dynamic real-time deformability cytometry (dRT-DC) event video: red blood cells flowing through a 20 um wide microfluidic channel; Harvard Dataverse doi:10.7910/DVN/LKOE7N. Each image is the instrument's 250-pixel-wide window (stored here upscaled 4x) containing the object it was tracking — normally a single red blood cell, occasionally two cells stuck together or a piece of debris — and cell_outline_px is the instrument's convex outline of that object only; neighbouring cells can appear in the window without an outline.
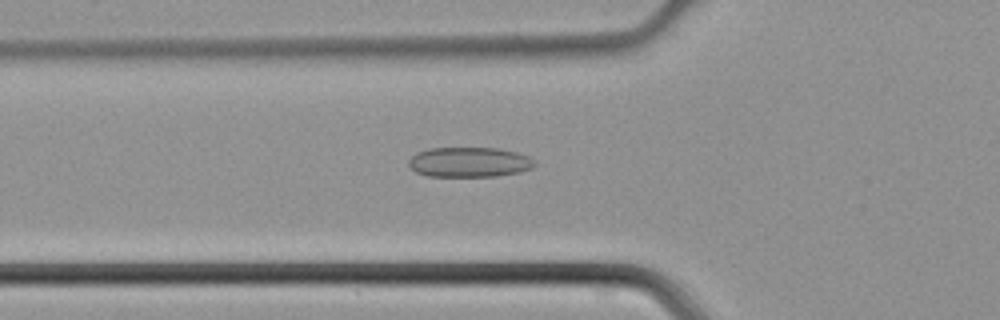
{"species": "common noctule bat (a hibernating species)", "species_latin": "Nyctalus noctula", "temperature_condition": "cold", "stored_images_in_passage": 32, "camera_frame_rate_fps": 3000, "um_per_image_px": 0.085, "animal": {"sex": "male", "body_mass_g": 21.5, "forearm_length_mm": 52.0}, "frame": {"image": 1, "passage_image": 3, "time_ms": 0.667, "image_size_px": [1000, 320], "cell_outline_px": [[536, 164], [532, 168], [520, 172], [496, 176], [428, 176], [416, 172], [408, 164], [408, 160], [416, 152], [428, 148], [500, 148], [516, 152], [528, 156], [536, 160]], "centroid_in_image_um": [39.9, 13.77], "position_along_channel_um": 85.9, "area_um2": 22.14}}
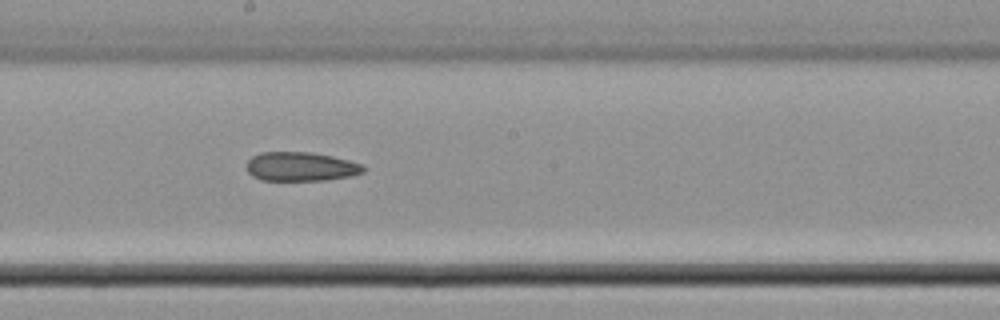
{"frame": {"image": 2, "passage_image": 12, "time_ms": 3.667, "image_size_px": [1000, 320], "cell_outline_px": [[364, 172], [348, 176], [324, 180], [260, 180], [252, 176], [248, 172], [248, 160], [252, 156], [260, 152], [312, 152], [332, 156], [348, 160], [360, 164], [364, 168]], "centroid_in_image_um": [25.53, 14.15], "position_along_channel_um": 222.7, "area_um2": 19.59}}
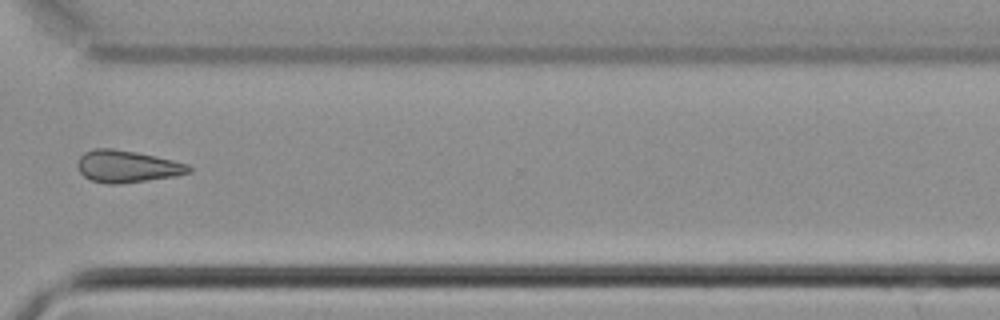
{"frame": {"image": 3, "passage_image": 21, "time_ms": 6.667, "image_size_px": [1000, 320], "cell_outline_px": [[192, 172], [176, 176], [116, 184], [108, 184], [92, 180], [84, 176], [80, 172], [76, 164], [80, 156], [84, 152], [92, 148], [112, 148], [136, 152], [156, 156], [188, 164], [192, 168]], "centroid_in_image_um": [10.79, 14.13], "position_along_channel_um": 359.8, "area_um2": 20.81}}